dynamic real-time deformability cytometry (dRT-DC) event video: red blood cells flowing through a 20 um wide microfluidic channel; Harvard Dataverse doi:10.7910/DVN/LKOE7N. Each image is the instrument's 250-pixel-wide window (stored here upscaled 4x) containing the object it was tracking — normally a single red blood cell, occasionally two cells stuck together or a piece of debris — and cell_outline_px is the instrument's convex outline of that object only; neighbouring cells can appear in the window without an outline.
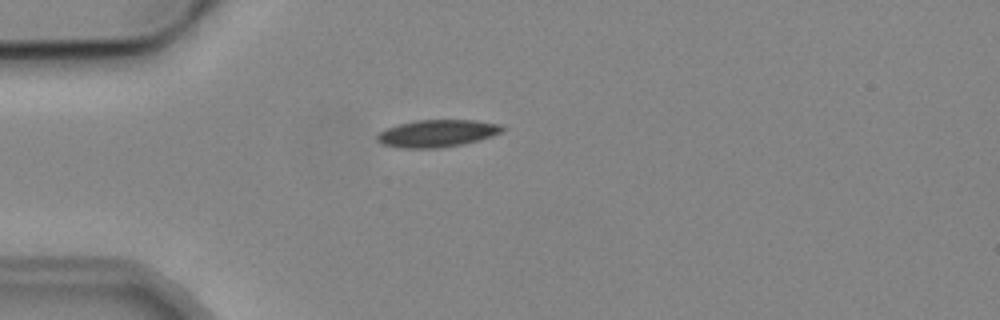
{"species": "common noctule bat (a hibernating species)", "species_latin": "Nyctalus noctula", "temperature_condition": "cold", "stored_images_in_passage": 1, "camera_frame_rate_fps": 3000, "um_per_image_px": 0.085, "animal": {"sex": "male", "body_mass_g": 19.2, "forearm_length_mm": 51.8}, "frame": {"image": 1, "passage_image": 1, "time_ms": 0.0, "image_size_px": [1000, 320], "cell_outline_px": [[504, 128], [500, 132], [492, 136], [464, 144], [436, 148], [396, 148], [380, 144], [376, 140], [376, 136], [384, 128], [416, 120], [476, 120], [504, 124]], "centroid_in_image_um": [37.13, 11.34], "position_along_channel_um": 47.9, "area_um2": 20.11}}